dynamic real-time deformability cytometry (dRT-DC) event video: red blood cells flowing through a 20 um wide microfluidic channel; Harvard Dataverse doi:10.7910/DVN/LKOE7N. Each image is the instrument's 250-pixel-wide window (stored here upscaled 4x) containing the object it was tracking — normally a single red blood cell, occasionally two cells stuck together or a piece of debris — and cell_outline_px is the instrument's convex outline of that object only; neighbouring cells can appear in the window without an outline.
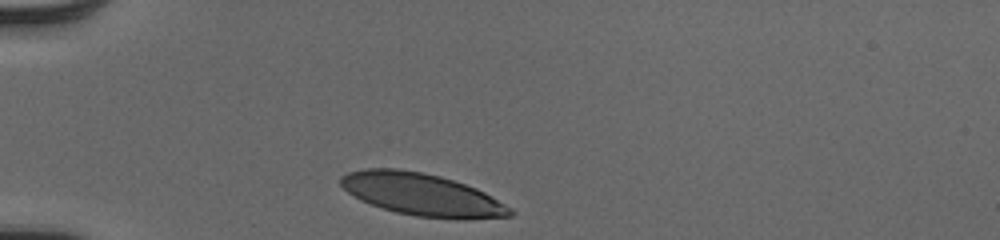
{"species": "human", "species_latin": "Homo sapiens", "temperature_condition": "cold", "stored_images_in_passage": 29, "camera_frame_rate_fps": 3000, "um_per_image_px": 0.085, "donor": {"sex": "male"}, "frame": {"image": 1, "passage_image": 1, "time_ms": 0.0, "image_size_px": [1000, 240], "cell_outline_px": [[516, 212], [512, 216], [464, 220], [456, 220], [416, 216], [396, 212], [380, 208], [360, 200], [348, 192], [340, 184], [340, 176], [348, 172], [364, 168], [396, 168], [424, 172], [440, 176], [476, 188], [484, 192], [512, 208]], "centroid_in_image_um": [35.87, 16.54], "position_along_channel_um": 49.1, "area_um2": 42.14}}
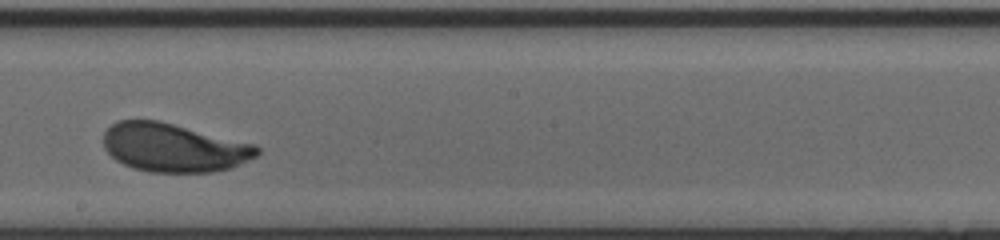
{"frame": {"image": 2, "passage_image": 17, "time_ms": 5.333, "image_size_px": [1000, 240], "cell_outline_px": [[260, 152], [256, 156], [232, 168], [212, 172], [148, 172], [132, 168], [116, 160], [104, 148], [104, 132], [116, 120], [160, 120], [256, 144], [260, 148]], "centroid_in_image_um": [14.78, 12.54], "position_along_channel_um": 233.4, "area_um2": 43.75}}
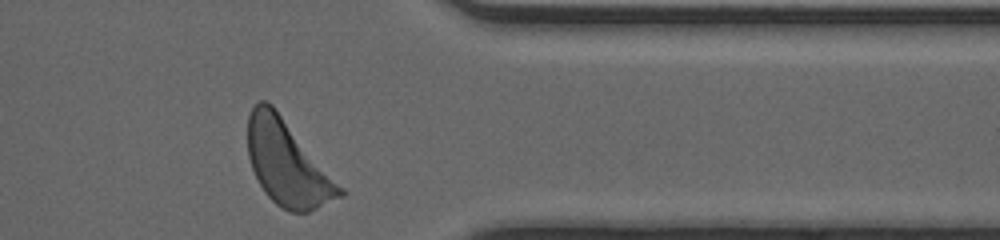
{"frame": {"image": 3, "passage_image": 29, "time_ms": 9.333, "image_size_px": [1000, 240], "cell_outline_px": [[344, 196], [308, 212], [288, 212], [276, 204], [264, 192], [252, 168], [248, 156], [248, 116], [252, 108], [260, 100], [268, 100], [272, 104], [344, 188]], "centroid_in_image_um": [24.44, 13.89], "position_along_channel_um": 387.0, "area_um2": 45.26}, "authors_computed_cell_mechanics": {"area_um2": 43.6968, "velocity_mm_per_s": 4.0317, "shape_relaxation_time_tau1_ms": 2.6913, "shape_relaxation_time_tau2_ms": null, "deformation_change_tau1": 0.1618, "deformation_change_tau2": null}}